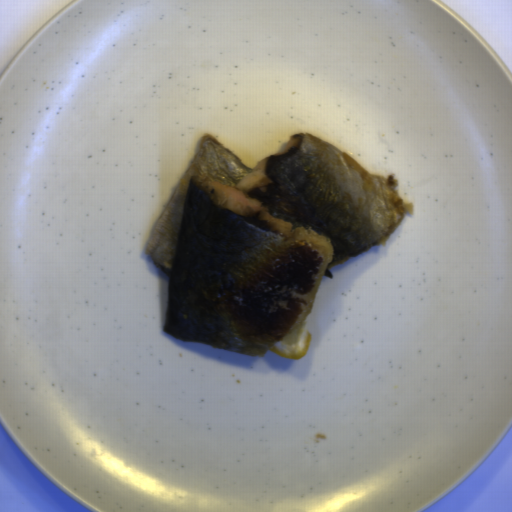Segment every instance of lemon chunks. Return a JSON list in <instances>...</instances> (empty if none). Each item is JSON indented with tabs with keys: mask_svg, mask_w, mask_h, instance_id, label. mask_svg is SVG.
I'll return each instance as SVG.
<instances>
[{
	"mask_svg": "<svg viewBox=\"0 0 512 512\" xmlns=\"http://www.w3.org/2000/svg\"><path fill=\"white\" fill-rule=\"evenodd\" d=\"M310 339L311 335L308 330L297 325L269 351L286 359L304 358L308 351Z\"/></svg>",
	"mask_w": 512,
	"mask_h": 512,
	"instance_id": "e0be4373",
	"label": "lemon chunks"
}]
</instances>
